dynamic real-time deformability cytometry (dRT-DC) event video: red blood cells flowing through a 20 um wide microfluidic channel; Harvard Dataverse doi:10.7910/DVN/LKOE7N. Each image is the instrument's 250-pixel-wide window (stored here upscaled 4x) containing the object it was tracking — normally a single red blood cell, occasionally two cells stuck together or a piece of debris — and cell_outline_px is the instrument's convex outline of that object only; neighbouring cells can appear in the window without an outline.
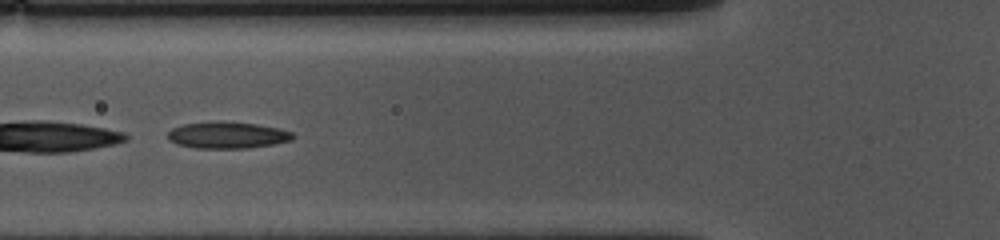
{"species": "common noctule bat (a hibernating species)", "species_latin": "Nyctalus noctula", "temperature_condition": "cold", "stored_images_in_passage": 51, "camera_frame_rate_fps": 3000, "um_per_image_px": 0.085, "animal": {"sex": "female", "body_mass_g": 10.0, "forearm_length_mm": 53.1}, "frame": {"image": 1, "passage_image": 17, "time_ms": 5.333, "image_size_px": [1000, 240], "cell_outline_px": [[296, 136], [292, 140], [272, 144], [248, 148], [196, 148], [176, 144], [168, 140], [168, 132], [172, 128], [184, 124], [256, 124], [280, 128], [292, 132]], "centroid_in_image_um": [19.36, 11.53], "position_along_channel_um": 106.4, "area_um2": 18.55}}
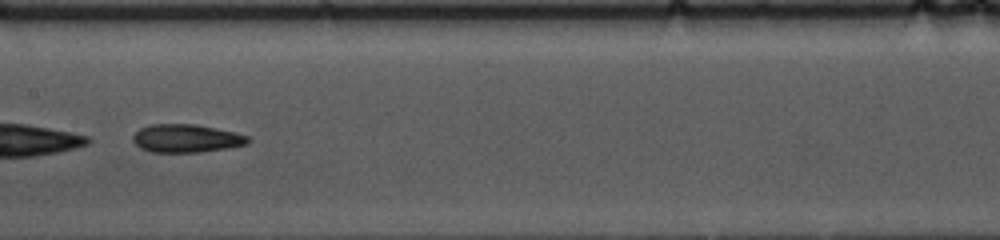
{"frame": {"image": 2, "passage_image": 24, "time_ms": 7.667, "image_size_px": [1000, 240], "cell_outline_px": [[252, 140], [248, 144], [228, 148], [200, 152], [152, 152], [140, 148], [132, 140], [132, 136], [140, 128], [152, 124], [196, 124], [232, 132], [248, 136]], "centroid_in_image_um": [15.83, 11.77], "position_along_channel_um": 191.6, "area_um2": 18.84}}
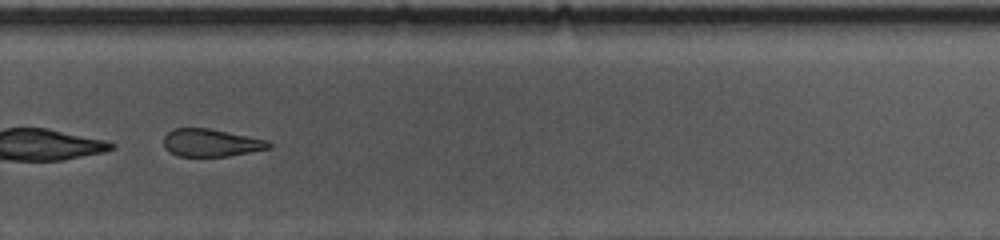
{"frame": {"image": 3, "passage_image": 34, "time_ms": 11.0, "image_size_px": [1000, 240], "cell_outline_px": [[272, 148], [228, 156], [176, 156], [168, 152], [164, 148], [164, 136], [168, 132], [176, 128], [208, 128], [268, 140], [272, 144]], "centroid_in_image_um": [17.93, 12.14], "position_along_channel_um": 311.9, "area_um2": 16.99}, "authors_computed_cell_mechanics": {"area_um2": 20.4612, "velocity_mm_per_s": 3.6337, "shape_relaxation_time_tau1_ms": 7.9553, "shape_relaxation_time_tau2_ms": 7.8537, "deformation_change_tau1": 0.1702, "deformation_change_tau2": 0.154}}